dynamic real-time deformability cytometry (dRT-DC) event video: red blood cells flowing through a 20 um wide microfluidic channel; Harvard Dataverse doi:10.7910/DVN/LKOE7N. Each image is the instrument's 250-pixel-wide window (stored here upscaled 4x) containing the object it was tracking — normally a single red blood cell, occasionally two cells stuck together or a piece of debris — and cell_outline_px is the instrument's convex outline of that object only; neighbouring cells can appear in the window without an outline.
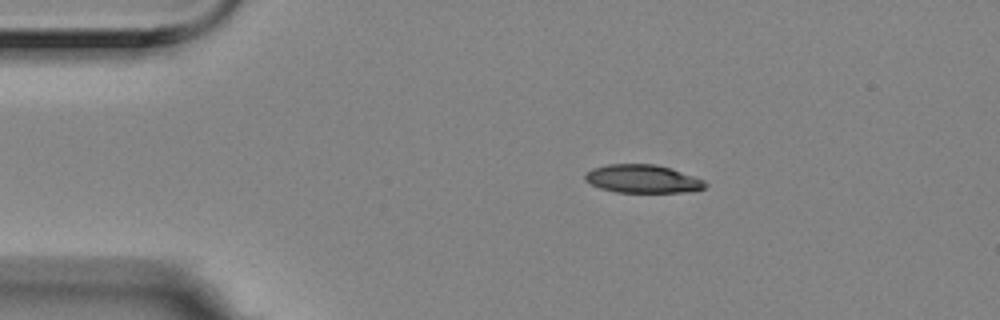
{"species": "Egyptian fruit bat (a non-hibernating species)", "species_latin": "Rousettus aegyptiacus", "temperature_condition": "room temperature", "stored_images_in_passage": 7, "camera_frame_rate_fps": 3000, "um_per_image_px": 0.085, "animal": {"sex": "female"}, "frame": {"image": 1, "passage_image": 1, "time_ms": 0.0, "image_size_px": [1000, 320], "cell_outline_px": [[708, 184], [704, 188], [692, 192], [616, 192], [600, 188], [584, 180], [584, 176], [592, 168], [608, 164], [656, 164], [672, 168], [696, 176], [704, 180]], "centroid_in_image_um": [54.67, 15.2], "position_along_channel_um": 30.3, "area_um2": 19.94}}
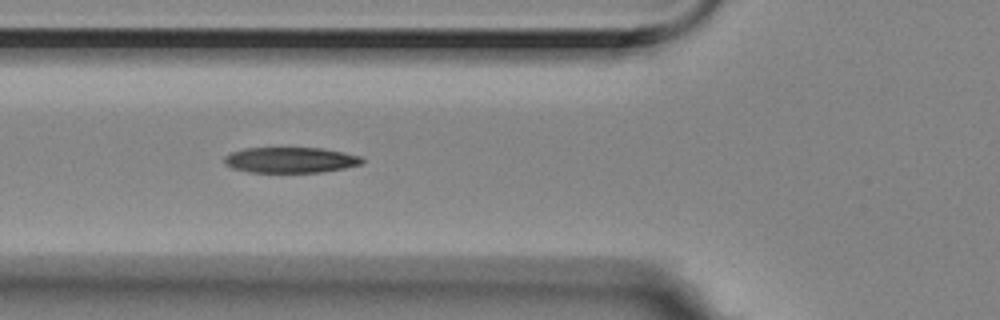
{"frame": {"image": 2, "passage_image": 4, "time_ms": 1.0, "image_size_px": [1000, 320], "cell_outline_px": [[364, 160], [360, 164], [344, 168], [320, 172], [248, 172], [232, 168], [224, 164], [224, 156], [232, 152], [244, 148], [320, 148], [344, 152], [360, 156]], "centroid_in_image_um": [24.65, 13.6], "position_along_channel_um": 101.1, "area_um2": 20.52}}
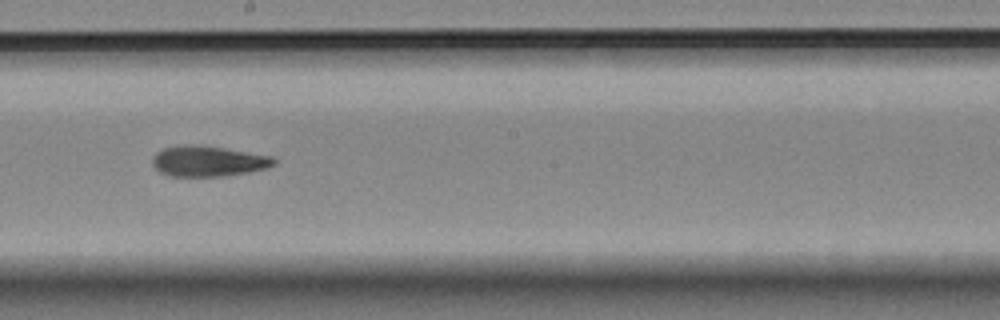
{"frame": {"image": 3, "passage_image": 7, "time_ms": 2.0, "image_size_px": [1000, 320], "cell_outline_px": [[276, 164], [268, 168], [248, 172], [224, 176], [168, 176], [160, 172], [152, 164], [152, 156], [156, 152], [164, 148], [184, 144], [200, 144], [272, 156], [276, 160]], "centroid_in_image_um": [17.68, 13.69], "position_along_channel_um": 230.5, "area_um2": 21.85}}